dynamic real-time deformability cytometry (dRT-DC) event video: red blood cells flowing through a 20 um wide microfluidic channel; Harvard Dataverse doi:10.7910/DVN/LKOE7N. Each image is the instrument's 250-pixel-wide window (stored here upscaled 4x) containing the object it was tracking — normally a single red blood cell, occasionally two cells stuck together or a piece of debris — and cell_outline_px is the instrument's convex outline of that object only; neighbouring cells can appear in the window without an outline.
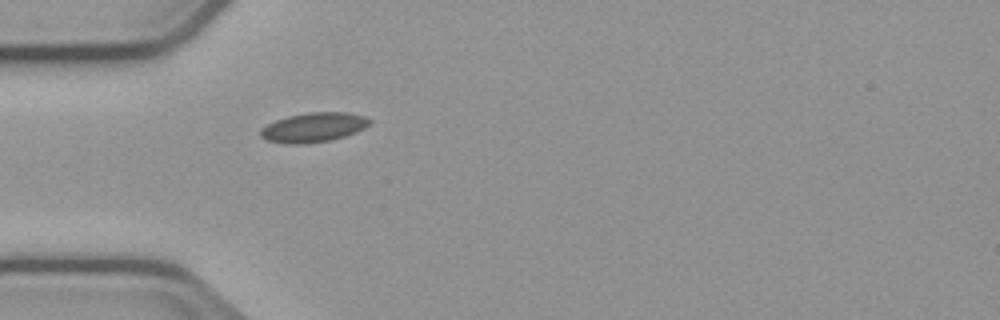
{"species": "common noctule bat (a hibernating species)", "species_latin": "Nyctalus noctula", "temperature_condition": "cold", "stored_images_in_passage": 2, "camera_frame_rate_fps": 3000, "um_per_image_px": 0.085, "animal": {"sex": "male", "body_mass_g": 23.1, "forearm_length_mm": 52.7}, "frame": {"image": 1, "passage_image": 2, "time_ms": 1.333, "image_size_px": [1000, 320], "cell_outline_px": [[372, 120], [364, 128], [356, 132], [332, 140], [304, 144], [284, 144], [268, 140], [260, 136], [260, 128], [276, 120], [288, 116], [308, 112], [348, 112], [364, 116]], "centroid_in_image_um": [26.64, 10.83], "position_along_channel_um": 58.4, "area_um2": 18.79}}